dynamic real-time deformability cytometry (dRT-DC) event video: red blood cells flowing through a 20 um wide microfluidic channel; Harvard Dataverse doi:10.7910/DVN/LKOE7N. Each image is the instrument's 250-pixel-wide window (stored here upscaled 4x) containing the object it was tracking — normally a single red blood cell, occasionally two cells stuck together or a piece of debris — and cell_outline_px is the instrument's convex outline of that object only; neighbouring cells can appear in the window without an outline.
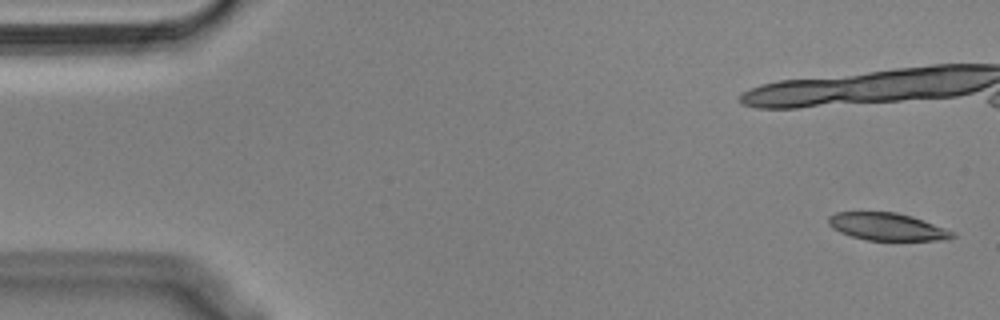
{"species": "Egyptian fruit bat (a non-hibernating species)", "species_latin": "Rousettus aegyptiacus", "temperature_condition": "cold", "stored_images_in_passage": 19, "camera_frame_rate_fps": 3000, "um_per_image_px": 0.085, "animal": {"sex": "male"}, "frame": {"image": 1, "passage_image": 1, "time_ms": 0.0, "image_size_px": [1000, 320], "cell_outline_px": [[956, 236], [948, 240], [868, 240], [852, 236], [840, 232], [832, 228], [828, 224], [828, 216], [836, 212], [896, 212], [912, 216], [944, 228], [952, 232]], "centroid_in_image_um": [75.38, 19.27], "position_along_channel_um": 9.6, "area_um2": 19.71}}